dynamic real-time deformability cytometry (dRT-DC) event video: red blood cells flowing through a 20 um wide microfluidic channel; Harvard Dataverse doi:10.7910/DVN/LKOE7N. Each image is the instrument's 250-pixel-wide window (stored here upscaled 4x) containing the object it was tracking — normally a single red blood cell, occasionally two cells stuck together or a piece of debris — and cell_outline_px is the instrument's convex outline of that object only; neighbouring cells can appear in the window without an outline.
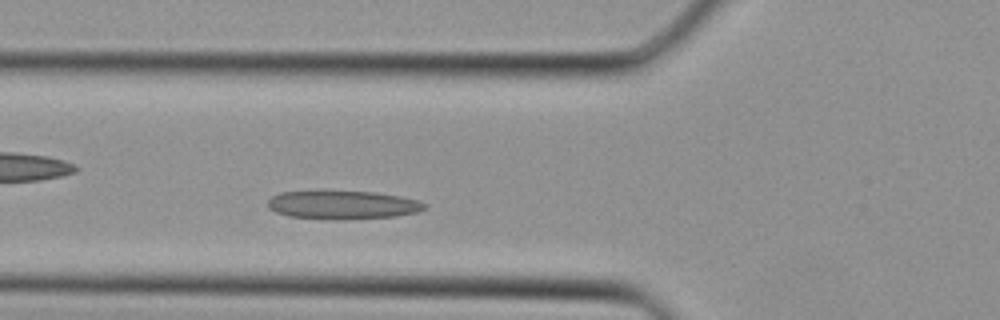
{"species": "Egyptian fruit bat (a non-hibernating species)", "species_latin": "Rousettus aegyptiacus", "temperature_condition": "cold", "stored_images_in_passage": 28, "camera_frame_rate_fps": 3000, "um_per_image_px": 0.085, "animal": {"sex": "female"}, "frame": {"image": 1, "passage_image": 5, "time_ms": 1.333, "image_size_px": [1000, 320], "cell_outline_px": [[428, 204], [424, 208], [416, 212], [396, 216], [288, 216], [276, 212], [268, 208], [268, 200], [272, 196], [280, 192], [376, 192], [400, 196], [416, 200]], "centroid_in_image_um": [29.13, 17.36], "position_along_channel_um": 96.7, "area_um2": 24.1}}
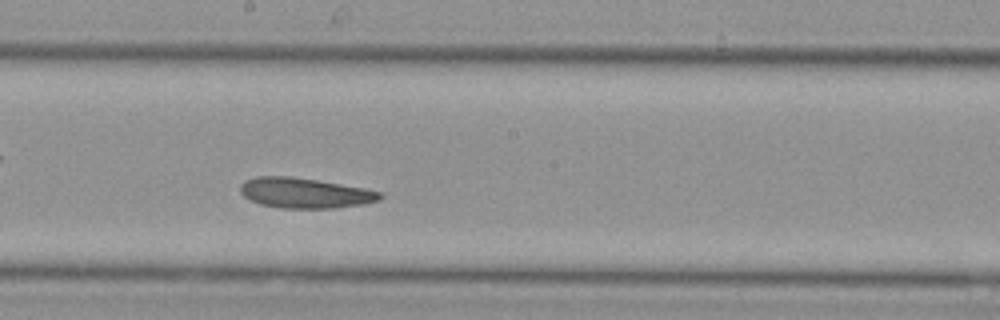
{"frame": {"image": 2, "passage_image": 12, "time_ms": 3.667, "image_size_px": [1000, 320], "cell_outline_px": [[384, 196], [380, 200], [364, 204], [336, 208], [284, 208], [260, 204], [244, 196], [240, 192], [240, 184], [244, 180], [256, 176], [292, 176], [364, 188], [380, 192]], "centroid_in_image_um": [25.91, 16.4], "position_along_channel_um": 222.3, "area_um2": 24.62}}
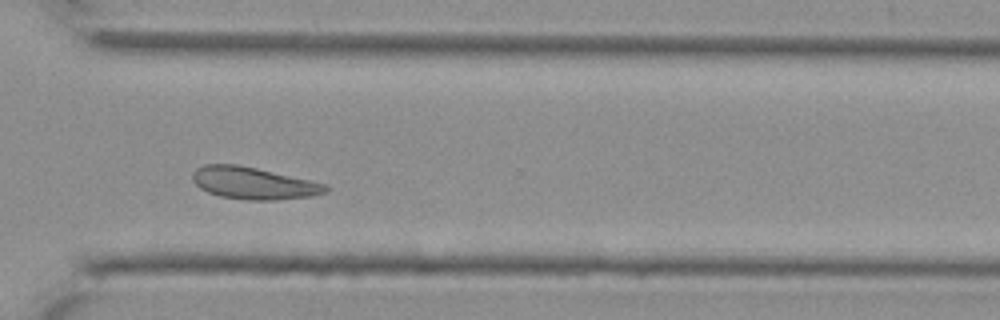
{"frame": {"image": 3, "passage_image": 19, "time_ms": 6.0, "image_size_px": [1000, 320], "cell_outline_px": [[328, 192], [312, 196], [276, 200], [248, 200], [220, 196], [208, 192], [200, 188], [192, 180], [192, 172], [196, 168], [204, 164], [236, 164], [256, 168], [328, 184]], "centroid_in_image_um": [21.55, 15.57], "position_along_channel_um": 349.1, "area_um2": 24.91}}